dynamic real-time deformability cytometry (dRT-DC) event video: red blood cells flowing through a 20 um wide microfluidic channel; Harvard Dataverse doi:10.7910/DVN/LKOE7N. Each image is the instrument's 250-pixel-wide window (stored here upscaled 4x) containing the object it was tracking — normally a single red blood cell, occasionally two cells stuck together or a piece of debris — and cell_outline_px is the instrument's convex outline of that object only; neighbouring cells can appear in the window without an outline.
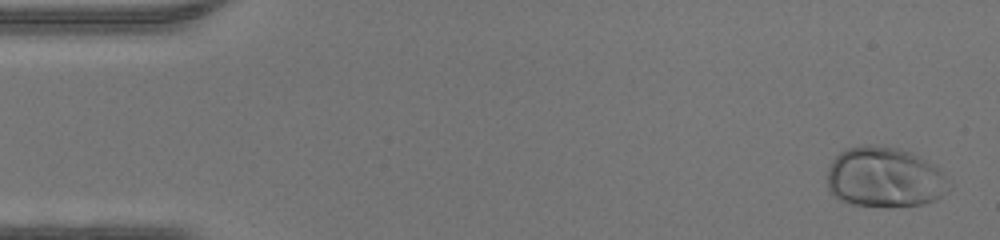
{"species": "human", "species_latin": "Homo sapiens", "temperature_condition": "warm", "stored_images_in_passage": 46, "camera_frame_rate_fps": 3000, "um_per_image_px": 0.085, "donor": {"sex": "male"}, "frame": {"image": 1, "passage_image": 2, "time_ms": 0.333, "image_size_px": [1000, 240], "cell_outline_px": [[952, 188], [948, 192], [936, 200], [924, 204], [888, 208], [884, 208], [852, 204], [840, 200], [832, 196], [828, 188], [828, 168], [832, 160], [844, 148], [864, 144], [876, 144], [900, 148], [912, 152], [940, 168]], "centroid_in_image_um": [75.2, 15.08], "position_along_channel_um": 9.8, "area_um2": 43.93}}
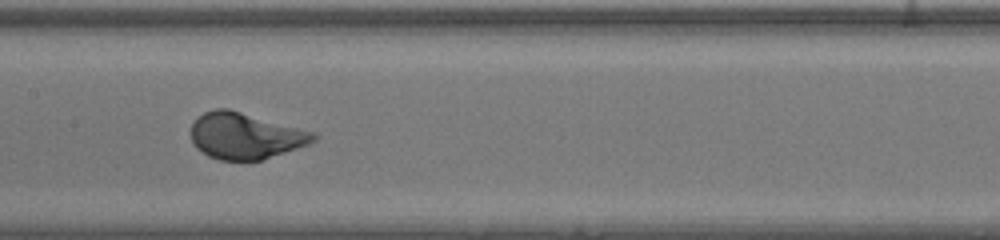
{"frame": {"image": 2, "passage_image": 23, "time_ms": 7.333, "image_size_px": [1000, 240], "cell_outline_px": [[320, 136], [316, 140], [308, 144], [260, 160], [220, 160], [208, 156], [196, 148], [192, 144], [192, 124], [196, 116], [204, 112], [216, 108], [228, 108], [316, 132]], "centroid_in_image_um": [20.84, 11.53], "position_along_channel_um": 186.6, "area_um2": 33.12}}
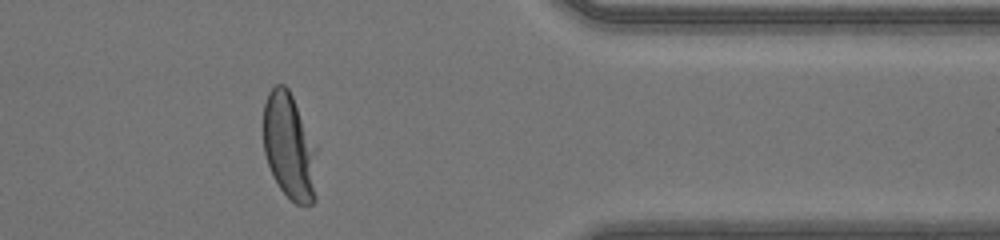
{"frame": {"image": 3, "passage_image": 38, "time_ms": 12.333, "image_size_px": [1000, 240], "cell_outline_px": [[316, 200], [312, 204], [296, 204], [280, 188], [272, 176], [264, 152], [264, 104], [268, 92], [276, 84], [284, 84], [288, 88], [316, 144]], "centroid_in_image_um": [24.61, 12.47], "position_along_channel_um": 386.8, "area_um2": 33.35}}